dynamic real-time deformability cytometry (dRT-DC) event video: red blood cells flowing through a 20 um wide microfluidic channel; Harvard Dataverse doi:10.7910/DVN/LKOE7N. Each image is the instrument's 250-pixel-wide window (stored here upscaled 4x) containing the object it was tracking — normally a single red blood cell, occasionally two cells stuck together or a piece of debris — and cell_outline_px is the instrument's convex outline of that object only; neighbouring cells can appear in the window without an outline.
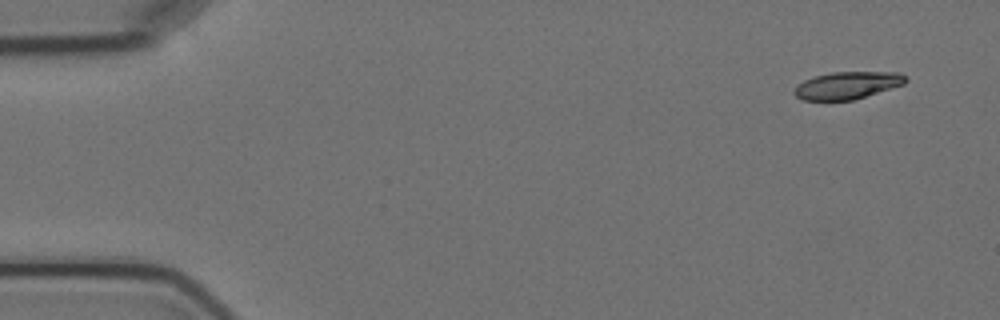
{"species": "Egyptian fruit bat (a non-hibernating species)", "species_latin": "Rousettus aegyptiacus", "temperature_condition": "cold", "stored_images_in_passage": 5, "camera_frame_rate_fps": 3000, "um_per_image_px": 0.085, "animal": {"sex": "female"}, "frame": {"image": 1, "passage_image": 1, "time_ms": 0.0, "image_size_px": [1000, 320], "cell_outline_px": [[908, 80], [904, 84], [852, 100], [800, 100], [792, 92], [804, 80], [816, 76], [832, 72], [900, 72]], "centroid_in_image_um": [72.02, 7.25], "position_along_channel_um": 13.0, "area_um2": 17.51}}
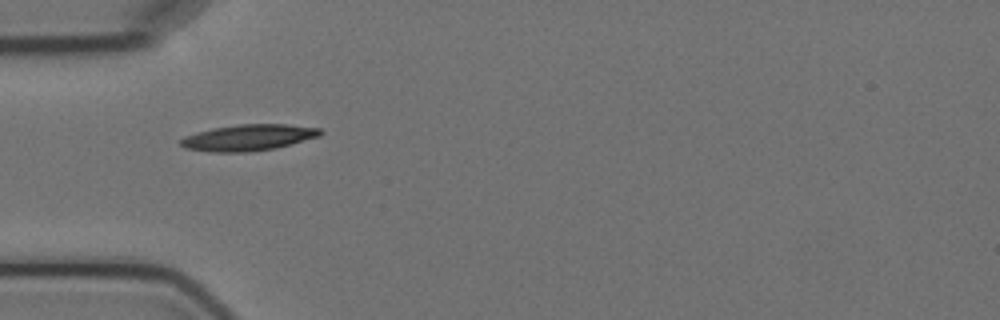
{"frame": {"image": 2, "passage_image": 5, "time_ms": 4.667, "image_size_px": [1000, 320], "cell_outline_px": [[324, 132], [320, 136], [292, 144], [276, 148], [248, 152], [208, 152], [184, 148], [180, 144], [180, 140], [184, 136], [196, 132], [212, 128], [240, 124], [284, 124], [320, 128]], "centroid_in_image_um": [21.11, 11.7], "position_along_channel_um": 63.9, "area_um2": 21.5}}